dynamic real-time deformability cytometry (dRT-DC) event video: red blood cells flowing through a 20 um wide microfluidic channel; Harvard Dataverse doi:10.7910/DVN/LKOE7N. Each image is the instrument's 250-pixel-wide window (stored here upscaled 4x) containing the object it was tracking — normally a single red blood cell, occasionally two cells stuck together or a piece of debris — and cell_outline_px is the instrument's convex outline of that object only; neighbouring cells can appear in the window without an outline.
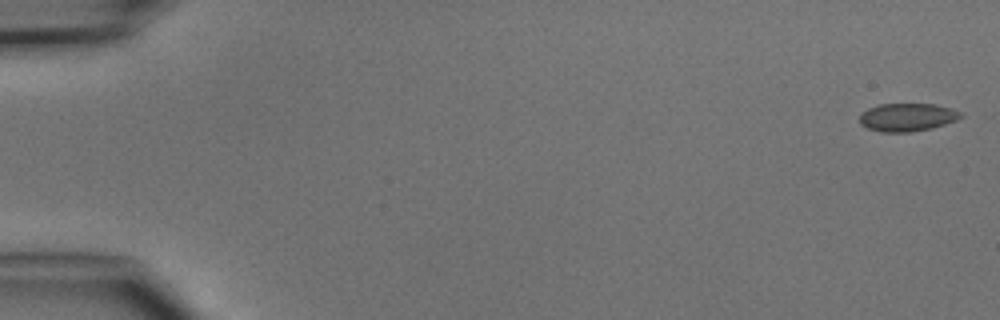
{"species": "common noctule bat (a hibernating species)", "species_latin": "Nyctalus noctula", "temperature_condition": "cold", "stored_images_in_passage": 6, "camera_frame_rate_fps": 3000, "um_per_image_px": 0.085, "animal": {"sex": "male", "body_mass_g": 15.6}, "frame": {"image": 1, "passage_image": 1, "time_ms": 0.0, "image_size_px": [1000, 320], "cell_outline_px": [[964, 116], [956, 120], [932, 128], [912, 132], [880, 132], [868, 128], [860, 124], [860, 112], [868, 108], [880, 104], [936, 104], [952, 108], [960, 112]], "centroid_in_image_um": [77.11, 9.96], "position_along_channel_um": 7.9, "area_um2": 16.65}}
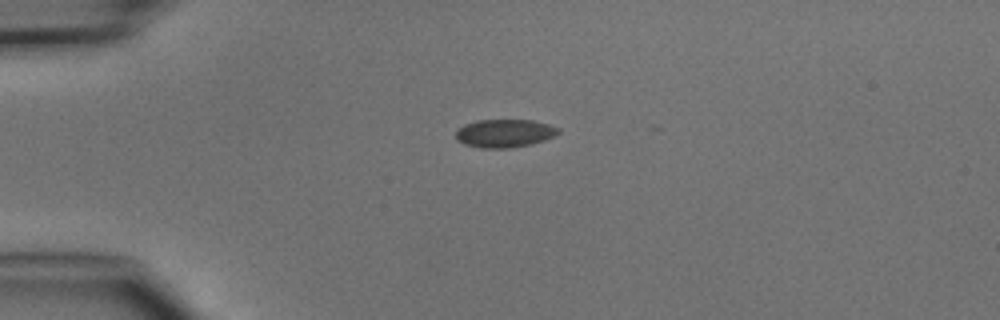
{"frame": {"image": 2, "passage_image": 4, "time_ms": 3.667, "image_size_px": [1000, 320], "cell_outline_px": [[560, 132], [556, 136], [532, 144], [512, 148], [480, 148], [464, 144], [456, 140], [456, 128], [464, 124], [476, 120], [532, 120], [548, 124], [560, 128]], "centroid_in_image_um": [42.88, 11.33], "position_along_channel_um": 42.1, "area_um2": 17.11}}